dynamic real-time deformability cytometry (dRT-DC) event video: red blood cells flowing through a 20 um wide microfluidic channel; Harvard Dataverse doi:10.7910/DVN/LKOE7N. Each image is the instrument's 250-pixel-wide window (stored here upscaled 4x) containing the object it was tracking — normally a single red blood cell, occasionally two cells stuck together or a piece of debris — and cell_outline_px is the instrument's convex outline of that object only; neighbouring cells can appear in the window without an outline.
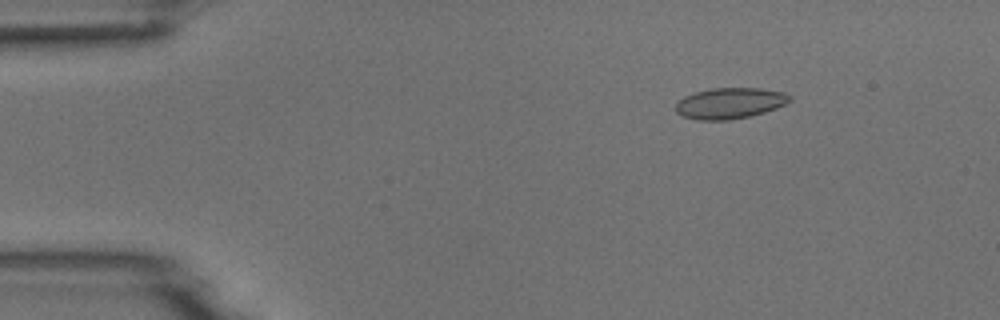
{"species": "common noctule bat (a hibernating species)", "species_latin": "Nyctalus noctula", "temperature_condition": "room temperature", "stored_images_in_passage": 53, "camera_frame_rate_fps": 3000, "um_per_image_px": 0.085, "animal": {"sex": "male", "body_mass_g": 18.8}, "frame": {"image": 1, "passage_image": 8, "time_ms": 2.333, "image_size_px": [1000, 320], "cell_outline_px": [[792, 100], [776, 108], [764, 112], [748, 116], [728, 120], [696, 120], [680, 116], [676, 112], [676, 104], [684, 96], [696, 92], [712, 88], [760, 88], [784, 92], [792, 96]], "centroid_in_image_um": [62.03, 8.77], "position_along_channel_um": 23.0, "area_um2": 20.58}}
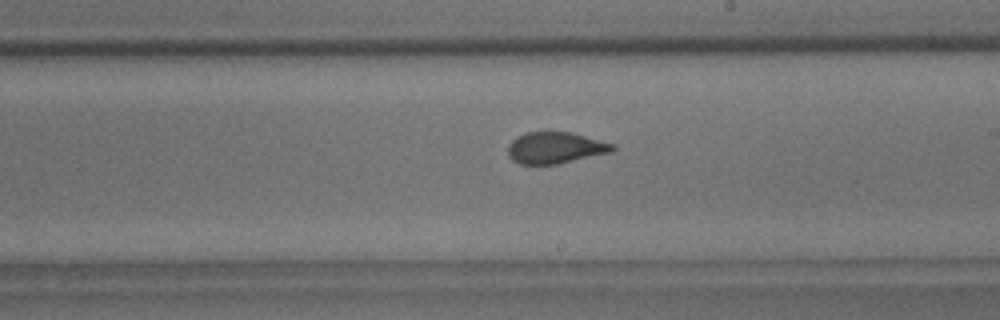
{"frame": {"image": 2, "passage_image": 31, "time_ms": 10.0, "image_size_px": [1000, 320], "cell_outline_px": [[616, 148], [612, 152], [556, 164], [520, 164], [512, 160], [508, 156], [508, 144], [516, 136], [528, 132], [548, 128], [572, 132], [616, 144]], "centroid_in_image_um": [47.19, 12.51], "position_along_channel_um": 241.8, "area_um2": 19.94}}
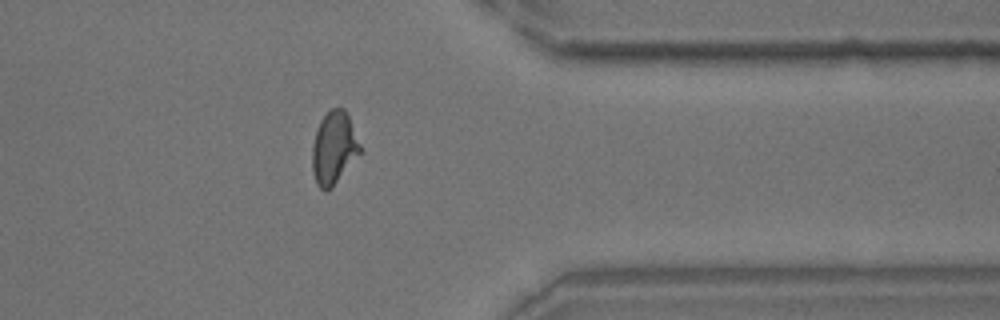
{"frame": {"image": 3, "passage_image": 43, "time_ms": 14.0, "image_size_px": [1000, 320], "cell_outline_px": [[364, 152], [332, 188], [324, 192], [316, 184], [312, 172], [312, 144], [320, 120], [332, 108], [344, 108], [348, 116]], "centroid_in_image_um": [28.4, 12.64], "position_along_channel_um": 383.0, "area_um2": 20.69}}